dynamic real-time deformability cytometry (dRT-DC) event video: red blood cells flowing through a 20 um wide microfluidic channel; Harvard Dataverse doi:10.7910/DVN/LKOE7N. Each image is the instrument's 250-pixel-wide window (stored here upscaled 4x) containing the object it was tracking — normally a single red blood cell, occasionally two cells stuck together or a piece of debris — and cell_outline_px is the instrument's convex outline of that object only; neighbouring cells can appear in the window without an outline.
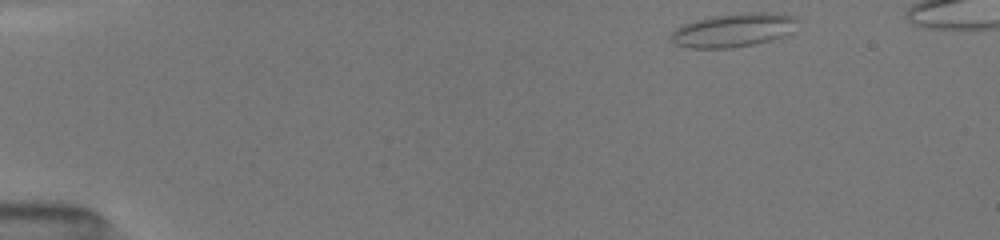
{"species": "common noctule bat (a hibernating species)", "species_latin": "Nyctalus noctula", "temperature_condition": "room temperature", "stored_images_in_passage": 46, "segment_of_instrument_passage": [1, 2], "camera_frame_rate_fps": 3000, "um_per_image_px": 0.085, "animal": {"sex": "female", "body_mass_g": 19.5, "forearm_length_mm": 54.1}, "frame": {"image": 1, "passage_image": 1, "time_ms": 0.0, "image_size_px": [1000, 240], "cell_outline_px": [[796, 20], [792, 32], [784, 36], [752, 44], [732, 48], [692, 48], [676, 44], [672, 40], [672, 32], [676, 28], [684, 24], [696, 20], [716, 16], [752, 12], [768, 12], [792, 16]], "centroid_in_image_um": [62.33, 2.57], "position_along_channel_um": 22.7, "area_um2": 24.16}}
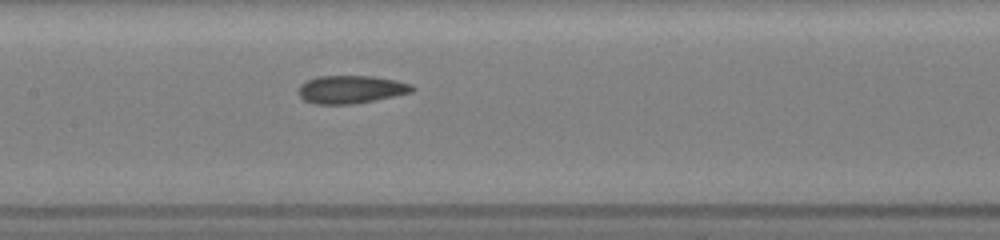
{"frame": {"image": 2, "passage_image": 22, "time_ms": 6.333, "image_size_px": [1000, 240], "cell_outline_px": [[416, 88], [412, 92], [352, 104], [316, 104], [304, 100], [296, 92], [300, 84], [316, 76], [372, 76], [396, 80], [412, 84]], "centroid_in_image_um": [29.8, 7.59], "position_along_channel_um": 177.6, "area_um2": 18.5}}
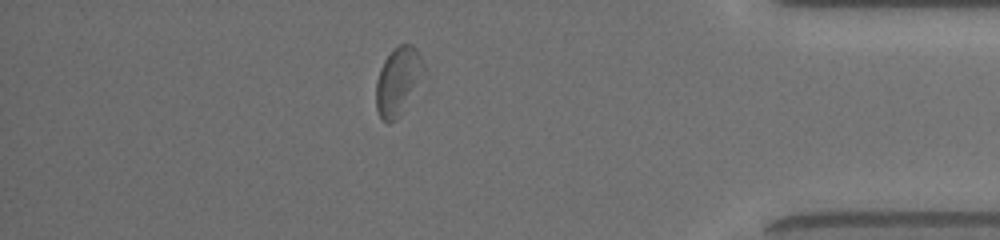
{"frame": {"image": 3, "passage_image": 40, "time_ms": 12.667, "image_size_px": [1000, 240], "cell_outline_px": [[428, 76], [400, 116], [396, 120], [388, 124], [380, 116], [376, 108], [376, 80], [380, 68], [384, 60], [400, 44], [412, 44], [416, 48], [424, 64]], "centroid_in_image_um": [33.91, 6.93], "position_along_channel_um": 401.3, "area_um2": 19.65}}